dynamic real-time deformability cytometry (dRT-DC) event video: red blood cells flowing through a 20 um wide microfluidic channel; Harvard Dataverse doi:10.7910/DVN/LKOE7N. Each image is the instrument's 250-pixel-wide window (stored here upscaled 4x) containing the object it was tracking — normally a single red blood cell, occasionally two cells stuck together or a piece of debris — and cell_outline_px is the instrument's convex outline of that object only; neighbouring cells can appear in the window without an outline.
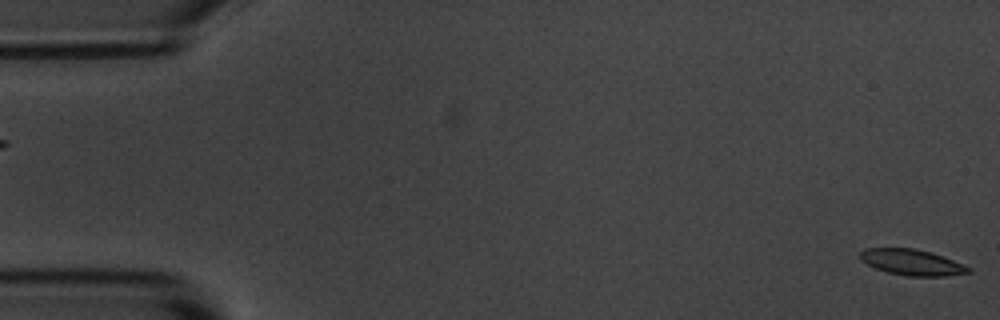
{"species": "common noctule bat (a hibernating species)", "species_latin": "Nyctalus noctula", "temperature_condition": "room temperature", "stored_images_in_passage": 3, "segment_of_instrument_passage": [2, 2], "camera_frame_rate_fps": 3000, "um_per_image_px": 0.085, "animal": {"sex": "male", "body_mass_g": 20.1, "forearm_length_mm": 53.5}, "frame": {"image": 1, "passage_image": 3, "time_ms": 2.333, "image_size_px": [1000, 320], "cell_outline_px": [[972, 272], [944, 276], [908, 276], [888, 272], [876, 268], [860, 260], [860, 252], [864, 248], [916, 248], [932, 252], [972, 268]], "centroid_in_image_um": [77.51, 22.29], "position_along_channel_um": 7.5, "area_um2": 16.3}}